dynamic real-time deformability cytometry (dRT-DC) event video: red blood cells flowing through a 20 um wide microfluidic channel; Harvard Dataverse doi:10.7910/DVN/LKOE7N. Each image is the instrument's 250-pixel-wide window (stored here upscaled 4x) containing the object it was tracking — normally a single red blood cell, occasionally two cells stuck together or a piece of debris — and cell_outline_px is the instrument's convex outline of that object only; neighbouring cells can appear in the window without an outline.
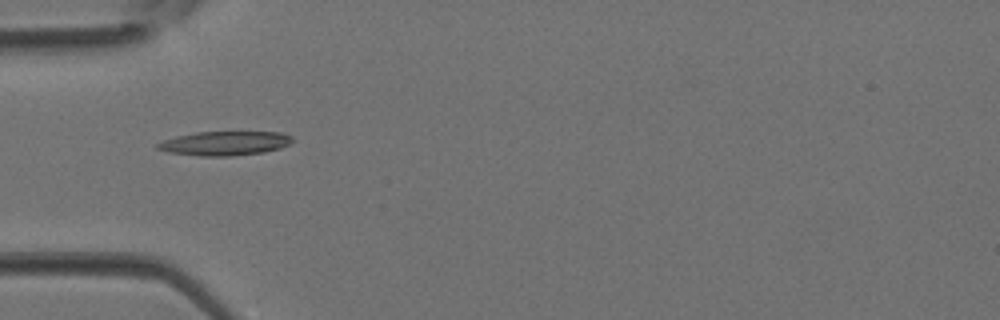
{"species": "Egyptian fruit bat (a non-hibernating species)", "species_latin": "Rousettus aegyptiacus", "temperature_condition": "room temperature", "stored_images_in_passage": 6, "camera_frame_rate_fps": 3000, "um_per_image_px": 0.085, "animal": {"sex": "female"}, "frame": {"image": 1, "passage_image": 6, "time_ms": 1.667, "image_size_px": [1000, 320], "cell_outline_px": [[292, 144], [280, 148], [264, 152], [228, 156], [200, 156], [168, 152], [156, 148], [156, 144], [164, 140], [176, 136], [196, 132], [280, 132], [292, 136]], "centroid_in_image_um": [19.12, 12.18], "position_along_channel_um": 65.9, "area_um2": 18.96}}